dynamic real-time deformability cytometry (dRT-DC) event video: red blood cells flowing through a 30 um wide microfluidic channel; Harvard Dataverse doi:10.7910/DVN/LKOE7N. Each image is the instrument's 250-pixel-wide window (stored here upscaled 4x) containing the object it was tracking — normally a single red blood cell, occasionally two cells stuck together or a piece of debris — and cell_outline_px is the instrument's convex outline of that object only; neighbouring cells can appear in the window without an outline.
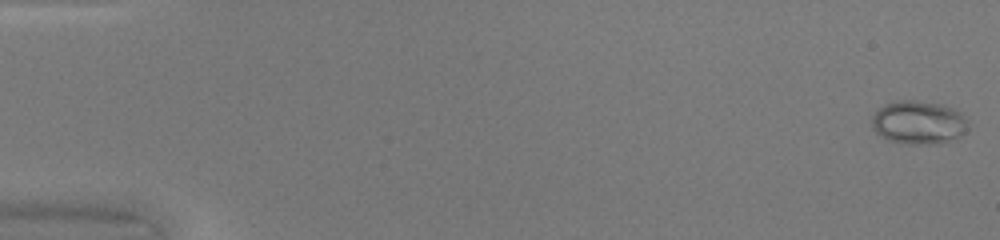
{"species": "common noctule bat (a hibernating species)", "species_latin": "Nyctalus noctula", "temperature_condition": "warm", "stored_images_in_passage": 49, "camera_frame_rate_fps": 3000, "um_per_image_px": 0.085, "animal": {"sex": "female", "body_mass_g": 20.0, "forearm_length_mm": 54.0}, "frame": {"image": 1, "passage_image": 1, "time_ms": 0.0, "image_size_px": [1000, 240], "cell_outline_px": [[968, 128], [960, 136], [936, 144], [908, 144], [888, 140], [876, 132], [872, 128], [872, 116], [884, 104], [896, 100], [916, 100], [944, 104], [960, 112], [968, 120]], "centroid_in_image_um": [78.08, 10.39], "position_along_channel_um": 6.9, "area_um2": 24.45}}
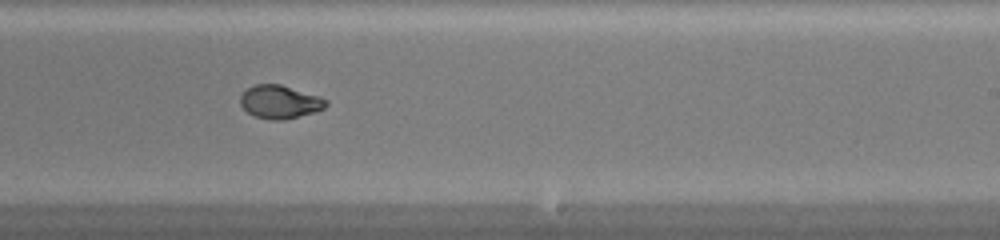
{"frame": {"image": 2, "passage_image": 31, "time_ms": 10.0, "image_size_px": [1000, 240], "cell_outline_px": [[328, 104], [324, 108], [312, 112], [284, 120], [272, 120], [256, 116], [248, 112], [240, 104], [240, 96], [248, 88], [256, 84], [280, 84], [320, 96], [328, 100]], "centroid_in_image_um": [23.8, 8.65], "position_along_channel_um": 265.2, "area_um2": 16.42}}
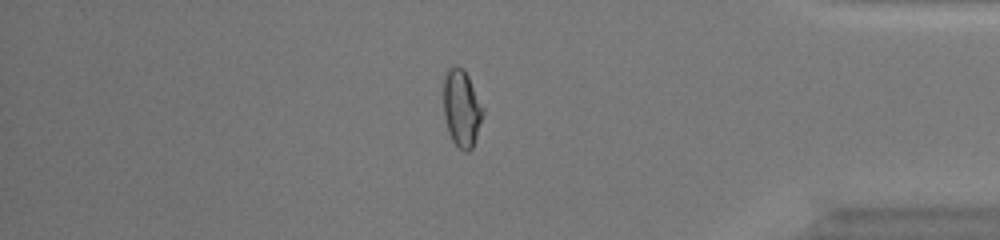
{"frame": {"image": 3, "passage_image": 42, "time_ms": 13.667, "image_size_px": [1000, 240], "cell_outline_px": [[484, 112], [472, 148], [468, 152], [464, 152], [452, 140], [448, 132], [444, 116], [444, 76], [448, 68], [456, 64], [464, 68], [484, 108]], "centroid_in_image_um": [39.23, 9.17], "position_along_channel_um": 396.0, "area_um2": 17.74}, "authors_computed_cell_mechanics": {"area_um2": 17.7446, "velocity_mm_per_s": 4.2901, "shape_relaxation_time_tau1_ms": 5.5464, "shape_relaxation_time_tau2_ms": 0.7612, "deformation_change_tau1": 0.1987, "deformation_change_tau2": 0.0383}}